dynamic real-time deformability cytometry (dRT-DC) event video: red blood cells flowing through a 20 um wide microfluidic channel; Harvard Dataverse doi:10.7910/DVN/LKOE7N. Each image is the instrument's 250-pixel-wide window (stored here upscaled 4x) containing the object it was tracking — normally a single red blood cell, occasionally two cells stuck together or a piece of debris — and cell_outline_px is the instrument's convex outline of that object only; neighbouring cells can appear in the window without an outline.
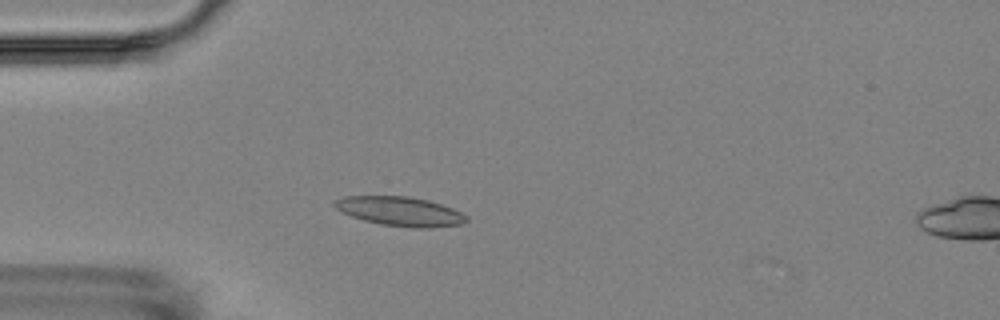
{"species": "Egyptian fruit bat (a non-hibernating species)", "species_latin": "Rousettus aegyptiacus", "temperature_condition": "room temperature", "stored_images_in_passage": 3, "camera_frame_rate_fps": 3000, "um_per_image_px": 0.085, "animal": {"sex": "female"}, "frame": {"image": 1, "passage_image": 2, "time_ms": 1.333, "image_size_px": [1000, 320], "cell_outline_px": [[468, 220], [460, 224], [432, 228], [412, 228], [380, 224], [364, 220], [340, 212], [332, 204], [332, 200], [344, 196], [404, 196], [428, 200], [452, 208], [468, 216]], "centroid_in_image_um": [33.97, 17.96], "position_along_channel_um": 51.0, "area_um2": 22.54}}